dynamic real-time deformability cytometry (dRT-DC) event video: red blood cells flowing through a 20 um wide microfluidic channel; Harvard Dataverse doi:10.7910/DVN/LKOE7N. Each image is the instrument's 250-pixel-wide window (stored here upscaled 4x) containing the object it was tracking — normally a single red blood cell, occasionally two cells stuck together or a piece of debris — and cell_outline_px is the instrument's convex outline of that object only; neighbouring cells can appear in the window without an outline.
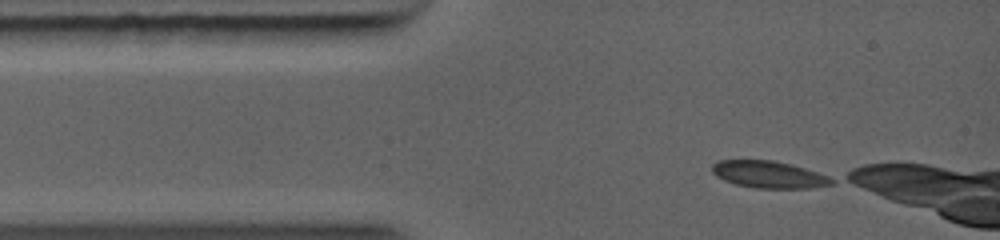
{"species": "common noctule bat (a hibernating species)", "species_latin": "Nyctalus noctula", "temperature_condition": "warm", "stored_images_in_passage": 40, "camera_frame_rate_fps": 5000, "um_per_image_px": 0.085, "animal": {"sex": "female", "body_mass_g": 19.0, "forearm_length_mm": 56.7}, "frame": {"image": 1, "passage_image": 1, "time_ms": 0.0, "image_size_px": [1000, 240], "cell_outline_px": [[832, 180], [828, 184], [788, 188], [768, 188], [740, 184], [728, 180], [720, 176], [712, 168], [720, 160], [768, 160], [800, 168], [824, 176]], "centroid_in_image_um": [65.25, 14.81], "position_along_channel_um": 19.7, "area_um2": 16.82}}
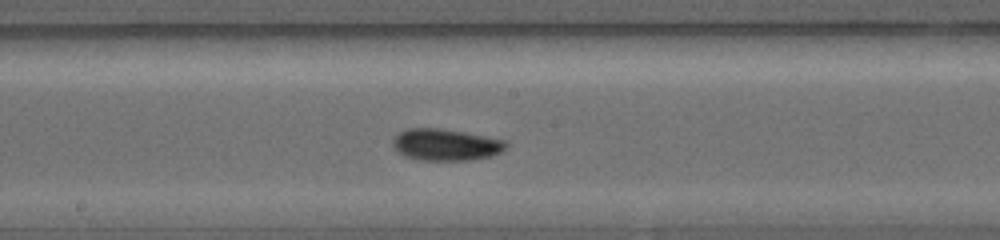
{"frame": {"image": 2, "passage_image": 19, "time_ms": 4.6, "image_size_px": [1000, 240], "cell_outline_px": [[504, 144], [496, 152], [484, 156], [456, 160], [436, 160], [412, 156], [404, 152], [396, 144], [396, 140], [404, 132], [412, 128], [436, 128], [460, 132], [492, 140]], "centroid_in_image_um": [37.82, 12.28], "position_along_channel_um": 210.4, "area_um2": 17.98}}
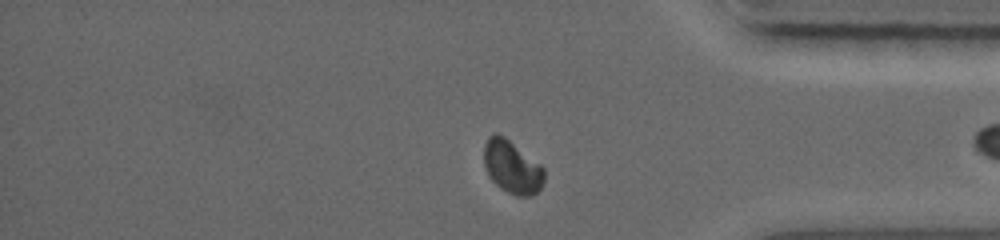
{"frame": {"image": 3, "passage_image": 35, "time_ms": 8.6, "image_size_px": [1000, 240], "cell_outline_px": [[544, 180], [540, 188], [536, 192], [528, 196], [516, 196], [508, 192], [496, 184], [492, 180], [484, 164], [484, 148], [488, 140], [496, 132], [504, 136], [544, 168]], "centroid_in_image_um": [43.53, 14.21], "position_along_channel_um": 391.7, "area_um2": 18.03}}